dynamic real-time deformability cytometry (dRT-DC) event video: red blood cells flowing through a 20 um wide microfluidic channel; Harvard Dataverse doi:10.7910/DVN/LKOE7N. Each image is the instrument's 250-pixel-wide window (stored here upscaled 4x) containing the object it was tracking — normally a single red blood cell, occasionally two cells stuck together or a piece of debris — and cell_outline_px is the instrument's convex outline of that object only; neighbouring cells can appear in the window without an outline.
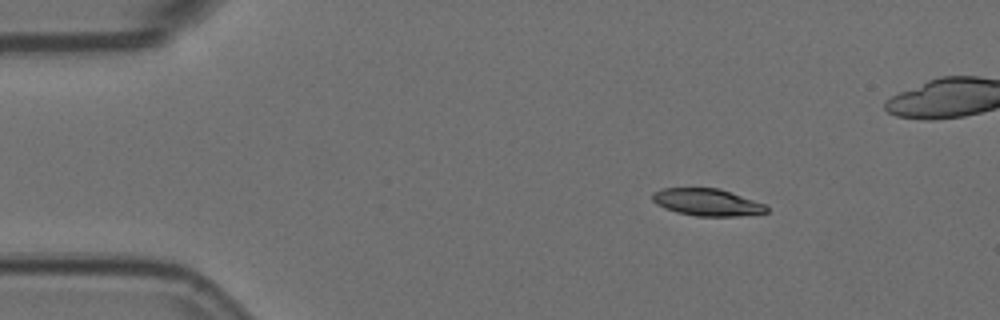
{"species": "Egyptian fruit bat (a non-hibernating species)", "species_latin": "Rousettus aegyptiacus", "temperature_condition": "room temperature", "stored_images_in_passage": 5, "camera_frame_rate_fps": 3000, "um_per_image_px": 0.085, "animal": {"sex": "female"}, "frame": {"image": 1, "passage_image": 2, "time_ms": 0.333, "image_size_px": [1000, 320], "cell_outline_px": [[768, 212], [736, 216], [696, 216], [676, 212], [664, 208], [656, 204], [652, 200], [652, 192], [664, 188], [716, 188], [764, 204], [768, 208]], "centroid_in_image_um": [60.03, 17.2], "position_along_channel_um": 25.0, "area_um2": 17.74}}
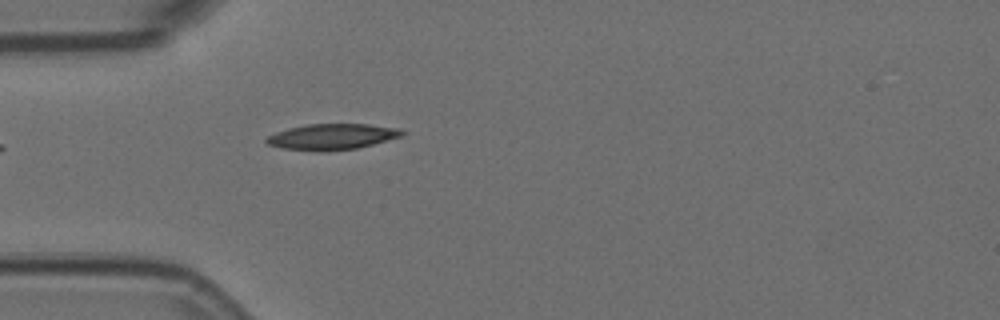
{"frame": {"image": 2, "passage_image": 5, "time_ms": 1.333, "image_size_px": [1000, 320], "cell_outline_px": [[408, 132], [400, 136], [372, 144], [356, 148], [324, 152], [316, 152], [280, 148], [268, 144], [264, 140], [268, 136], [276, 132], [288, 128], [308, 124], [368, 124], [400, 128]], "centroid_in_image_um": [28.2, 11.63], "position_along_channel_um": 56.8, "area_um2": 20.58}}